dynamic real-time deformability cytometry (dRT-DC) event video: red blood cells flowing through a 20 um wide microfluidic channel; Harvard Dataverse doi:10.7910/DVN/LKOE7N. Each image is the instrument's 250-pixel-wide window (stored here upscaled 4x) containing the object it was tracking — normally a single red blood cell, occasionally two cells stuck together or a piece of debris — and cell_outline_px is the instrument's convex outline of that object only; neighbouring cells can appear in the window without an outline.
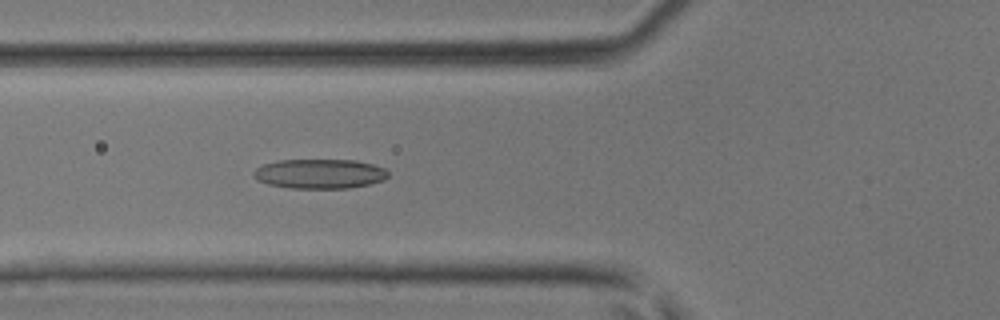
{"species": "common noctule bat (a hibernating species)", "species_latin": "Nyctalus noctula", "temperature_condition": "room temperature", "stored_images_in_passage": 40, "camera_frame_rate_fps": 3000, "um_per_image_px": 0.085, "animal": {"sex": "male", "body_mass_g": 17.9, "forearm_length_mm": 54.2}, "frame": {"image": 1, "passage_image": 12, "time_ms": 3.667, "image_size_px": [1000, 320], "cell_outline_px": [[388, 176], [384, 180], [368, 184], [348, 188], [288, 188], [268, 184], [256, 180], [252, 172], [256, 168], [264, 164], [280, 160], [356, 160], [372, 164], [384, 168], [388, 172]], "centroid_in_image_um": [27.15, 14.77], "position_along_channel_um": 98.6, "area_um2": 23.18}}
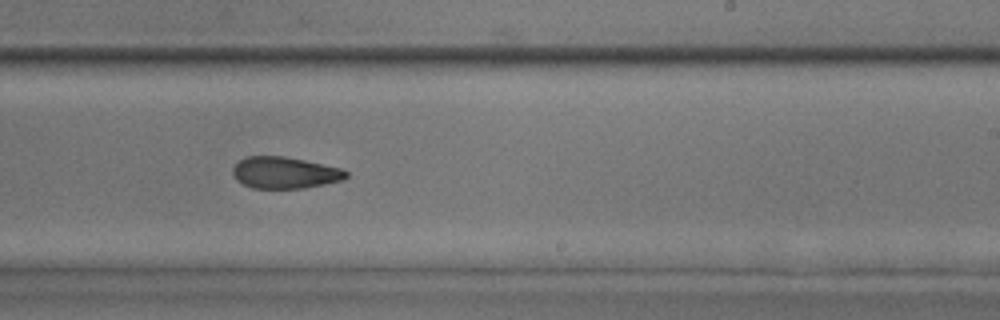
{"frame": {"image": 2, "passage_image": 23, "time_ms": 7.333, "image_size_px": [1000, 320], "cell_outline_px": [[348, 176], [340, 180], [324, 184], [304, 188], [252, 188], [236, 180], [232, 172], [232, 168], [240, 160], [248, 156], [284, 156], [344, 168], [348, 172]], "centroid_in_image_um": [24.21, 14.67], "position_along_channel_um": 264.8, "area_um2": 20.87}}
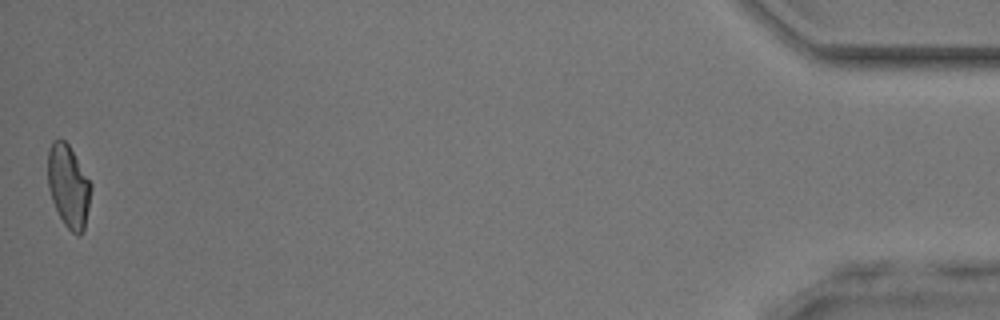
{"frame": {"image": 3, "passage_image": 40, "time_ms": 13.0, "image_size_px": [1000, 320], "cell_outline_px": [[92, 188], [84, 232], [80, 236], [76, 236], [64, 224], [52, 200], [48, 188], [48, 148], [52, 140], [64, 140], [68, 144], [92, 184]], "centroid_in_image_um": [5.83, 15.85], "position_along_channel_um": 429.4, "area_um2": 20.81}}